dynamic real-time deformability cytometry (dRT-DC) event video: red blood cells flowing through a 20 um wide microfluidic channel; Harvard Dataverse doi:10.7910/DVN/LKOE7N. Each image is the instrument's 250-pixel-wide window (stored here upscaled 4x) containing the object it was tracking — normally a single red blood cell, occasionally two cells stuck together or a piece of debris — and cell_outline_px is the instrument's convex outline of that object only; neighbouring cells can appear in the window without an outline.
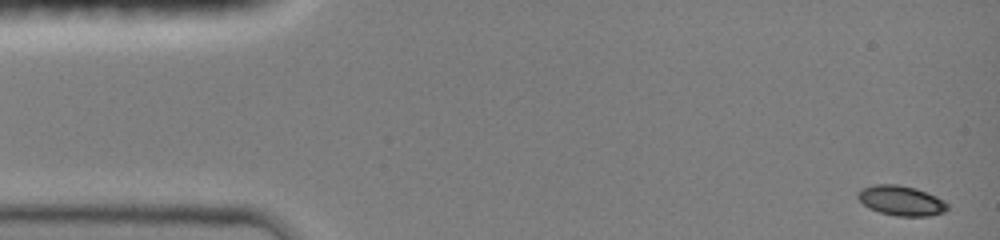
{"species": "common noctule bat (a hibernating species)", "species_latin": "Nyctalus noctula", "temperature_condition": "room temperature", "stored_images_in_passage": 47, "camera_frame_rate_fps": 3000, "um_per_image_px": 0.085, "animal": {"sex": "female", "body_mass_g": 19.0, "forearm_length_mm": 51.5}, "frame": {"image": 1, "passage_image": 1, "time_ms": 0.0, "image_size_px": [1000, 240], "cell_outline_px": [[948, 208], [944, 212], [928, 216], [896, 216], [880, 212], [868, 208], [856, 196], [860, 188], [876, 184], [896, 184], [916, 188], [936, 196], [944, 200], [948, 204]], "centroid_in_image_um": [76.59, 17.05], "position_along_channel_um": 8.4, "area_um2": 15.66}}
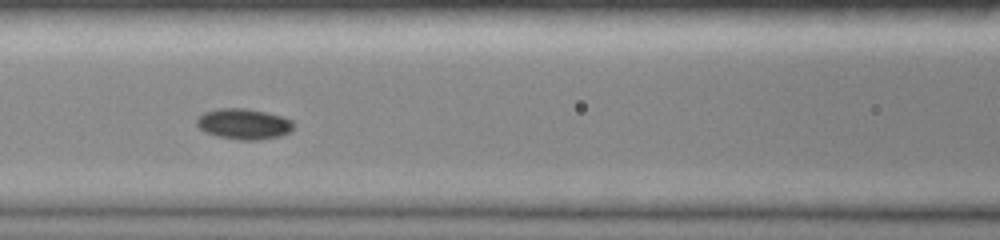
{"frame": {"image": 2, "passage_image": 20, "time_ms": 6.333, "image_size_px": [1000, 240], "cell_outline_px": [[296, 124], [288, 132], [280, 136], [256, 140], [240, 140], [216, 136], [204, 132], [196, 124], [196, 120], [204, 112], [220, 108], [244, 108], [284, 116], [292, 120]], "centroid_in_image_um": [20.72, 10.54], "position_along_channel_um": 145.9, "area_um2": 17.34}}
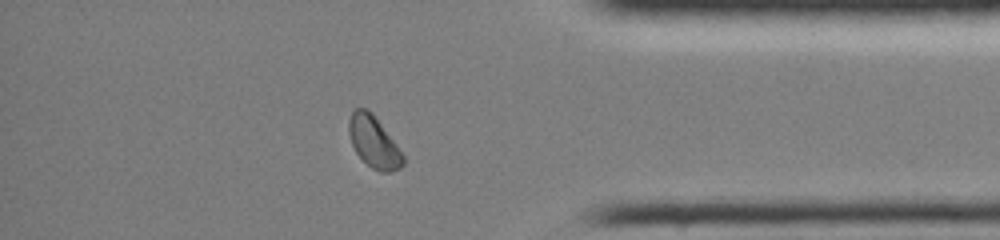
{"frame": {"image": 3, "passage_image": 40, "time_ms": 13.0, "image_size_px": [1000, 240], "cell_outline_px": [[404, 164], [400, 168], [392, 172], [380, 172], [372, 168], [356, 152], [352, 144], [348, 132], [348, 120], [352, 112], [356, 108], [368, 108], [372, 112], [396, 144], [404, 156]], "centroid_in_image_um": [31.77, 12.06], "position_along_channel_um": 403.4, "area_um2": 16.18}, "authors_computed_cell_mechanics": {"area_um2": 16.2418, "velocity_mm_per_s": 4.0233, "shape_relaxation_time_tau1_ms": 1.9112, "shape_relaxation_time_tau2_ms": null, "deformation_change_tau1": 0.0981, "deformation_change_tau2": null}}